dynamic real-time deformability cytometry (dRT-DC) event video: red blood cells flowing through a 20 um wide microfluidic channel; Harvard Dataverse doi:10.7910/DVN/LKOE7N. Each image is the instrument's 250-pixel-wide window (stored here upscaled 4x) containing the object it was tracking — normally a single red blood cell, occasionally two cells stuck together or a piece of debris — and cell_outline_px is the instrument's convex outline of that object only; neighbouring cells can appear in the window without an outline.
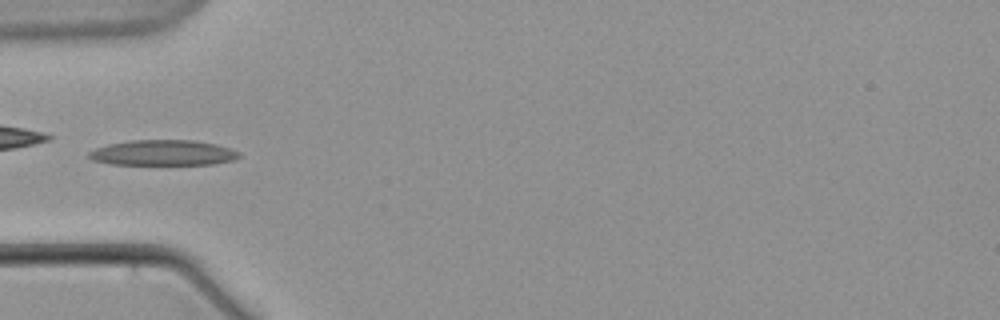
{"species": "common noctule bat (a hibernating species)", "species_latin": "Nyctalus noctula", "temperature_condition": "warm", "stored_images_in_passage": 8, "camera_frame_rate_fps": 3000, "um_per_image_px": 0.085, "animal": {"sex": "male", "body_mass_g": 21.5, "forearm_length_mm": 52.0}, "frame": {"image": 1, "passage_image": 5, "time_ms": 4.667, "image_size_px": [1000, 320], "cell_outline_px": [[240, 156], [236, 160], [212, 164], [112, 164], [92, 160], [88, 156], [88, 152], [96, 148], [108, 144], [132, 140], [192, 140], [216, 144], [240, 152]], "centroid_in_image_um": [13.87, 12.98], "position_along_channel_um": 71.1, "area_um2": 22.2}}
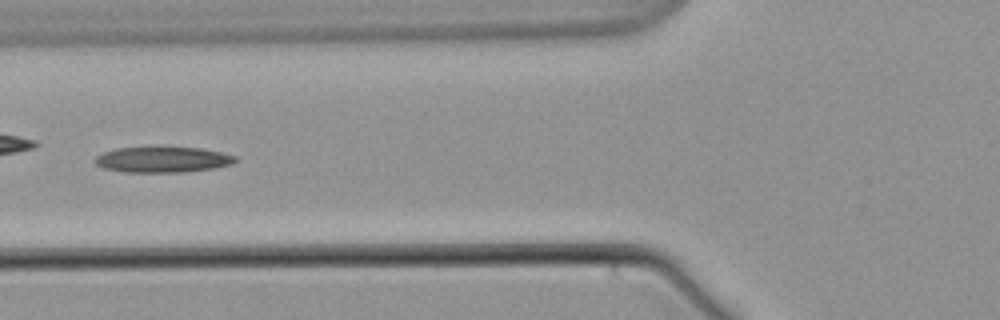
{"frame": {"image": 2, "passage_image": 6, "time_ms": 6.0, "image_size_px": [1000, 320], "cell_outline_px": [[236, 160], [232, 164], [212, 168], [184, 172], [124, 172], [104, 168], [96, 164], [92, 160], [96, 156], [104, 152], [116, 148], [200, 148], [220, 152], [236, 156]], "centroid_in_image_um": [13.79, 13.58], "position_along_channel_um": 112.0, "area_um2": 20.69}}